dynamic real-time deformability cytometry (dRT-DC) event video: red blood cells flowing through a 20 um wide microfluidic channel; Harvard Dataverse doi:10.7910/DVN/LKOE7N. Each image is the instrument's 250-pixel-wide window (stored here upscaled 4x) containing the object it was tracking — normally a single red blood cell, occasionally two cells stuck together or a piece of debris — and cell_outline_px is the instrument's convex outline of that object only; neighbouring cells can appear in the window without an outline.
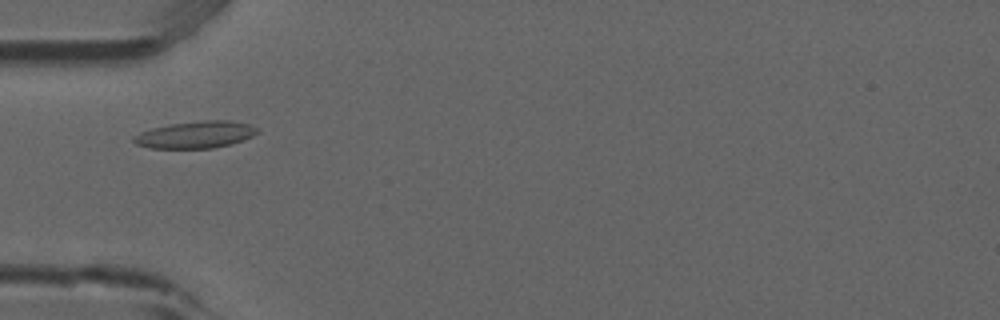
{"species": "common noctule bat (a hibernating species)", "species_latin": "Nyctalus noctula", "temperature_condition": "room temperature", "stored_images_in_passage": 49, "camera_frame_rate_fps": 3000, "um_per_image_px": 0.085, "animal": {"sex": "male", "forearm_length_mm": 52.5}, "frame": {"image": 1, "passage_image": 13, "time_ms": 4.0, "image_size_px": [1000, 320], "cell_outline_px": [[260, 132], [244, 140], [212, 148], [148, 148], [136, 144], [132, 140], [132, 136], [140, 132], [152, 128], [168, 124], [204, 120], [228, 120], [248, 124], [260, 128]], "centroid_in_image_um": [16.62, 11.44], "position_along_channel_um": 68.4, "area_um2": 19.54}}
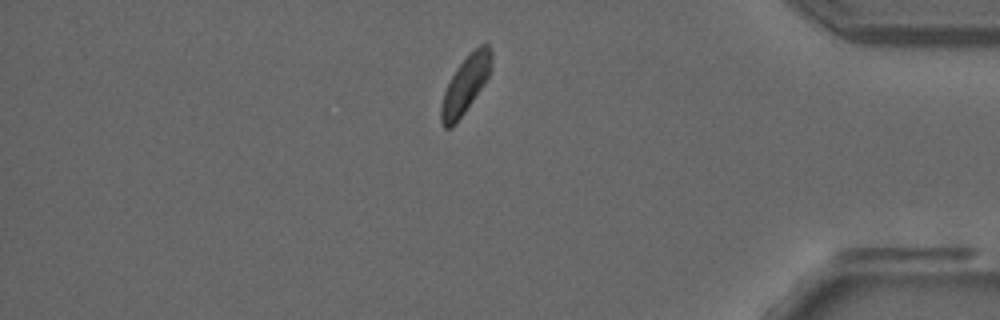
{"frame": {"image": 2, "passage_image": 41, "time_ms": 13.333, "image_size_px": [1000, 320], "cell_outline_px": [[492, 68], [484, 84], [464, 112], [452, 128], [444, 128], [440, 124], [440, 108], [444, 92], [456, 68], [484, 40], [488, 44], [492, 52]], "centroid_in_image_um": [39.57, 7.2], "position_along_channel_um": 395.6, "area_um2": 16.65}}
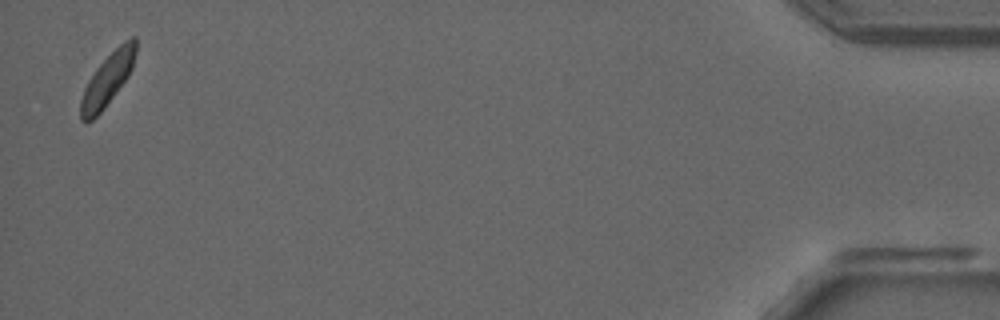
{"frame": {"image": 3, "passage_image": 48, "time_ms": 15.667, "image_size_px": [1000, 320], "cell_outline_px": [[136, 52], [132, 68], [128, 76], [104, 108], [92, 120], [84, 124], [80, 120], [80, 100], [84, 88], [88, 80], [96, 68], [124, 40], [132, 36], [136, 36]], "centroid_in_image_um": [9.12, 6.78], "position_along_channel_um": 426.1, "area_um2": 16.65}, "authors_computed_cell_mechanics": {"area_um2": 17.629, "velocity_mm_per_s": 3.8482, "shape_relaxation_time_tau1_ms": 2.6501, "shape_relaxation_time_tau2_ms": 6.3255, "deformation_change_tau1": 0.0657, "deformation_change_tau2": 0.1162}}